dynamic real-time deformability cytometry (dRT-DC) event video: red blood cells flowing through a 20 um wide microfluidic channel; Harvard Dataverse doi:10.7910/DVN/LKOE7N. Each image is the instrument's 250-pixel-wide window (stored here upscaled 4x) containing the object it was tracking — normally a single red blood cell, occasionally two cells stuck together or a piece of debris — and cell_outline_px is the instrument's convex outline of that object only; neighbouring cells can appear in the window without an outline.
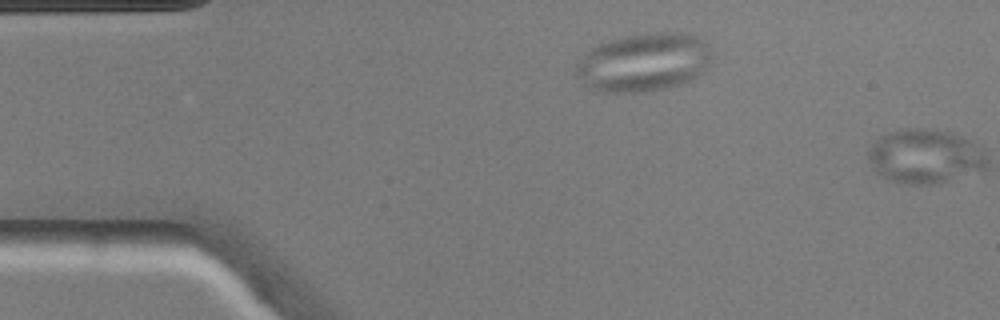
{"species": "common noctule bat (a hibernating species)", "species_latin": "Nyctalus noctula", "temperature_condition": "warm", "stored_images_in_passage": 2, "camera_frame_rate_fps": 3000, "um_per_image_px": 0.085, "animal": {"sex": "male", "body_mass_g": 20.5, "forearm_length_mm": 52.5}, "frame": {"image": 1, "passage_image": 1, "time_ms": 0.0, "image_size_px": [1000, 320], "cell_outline_px": [[708, 64], [696, 76], [680, 84], [668, 88], [648, 92], [604, 92], [592, 88], [584, 84], [576, 76], [576, 60], [592, 48], [608, 40], [624, 36], [644, 32], [688, 32], [704, 40], [708, 44]], "centroid_in_image_um": [54.67, 5.28], "position_along_channel_um": 30.3, "area_um2": 46.24}}